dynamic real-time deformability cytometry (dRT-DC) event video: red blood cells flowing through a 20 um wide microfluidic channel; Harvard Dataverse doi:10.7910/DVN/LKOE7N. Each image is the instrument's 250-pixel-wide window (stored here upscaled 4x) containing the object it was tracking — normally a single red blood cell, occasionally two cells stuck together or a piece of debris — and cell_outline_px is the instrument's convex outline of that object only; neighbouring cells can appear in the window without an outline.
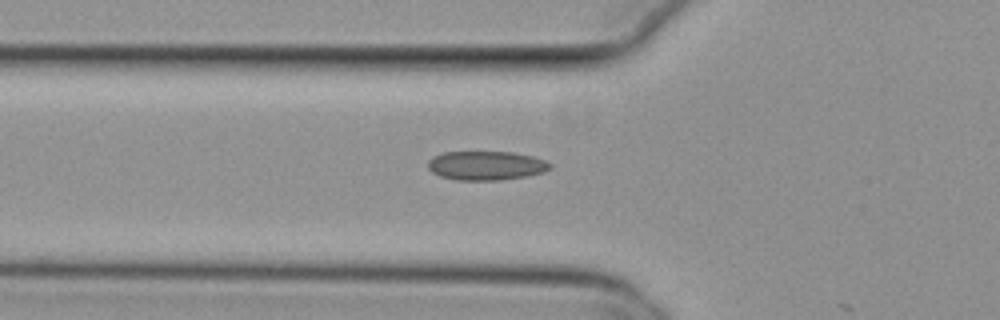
{"species": "common noctule bat (a hibernating species)", "species_latin": "Nyctalus noctula", "temperature_condition": "cold", "stored_images_in_passage": 20, "camera_frame_rate_fps": 3000, "um_per_image_px": 0.085, "animal": {"sex": "female", "body_mass_g": 29.2, "forearm_length_mm": 56.3}, "frame": {"image": 1, "passage_image": 19, "time_ms": 6.0, "image_size_px": [1000, 320], "cell_outline_px": [[552, 168], [544, 172], [528, 176], [500, 180], [456, 180], [440, 176], [432, 172], [428, 168], [428, 160], [432, 156], [444, 152], [512, 152], [532, 156], [544, 160], [552, 164]], "centroid_in_image_um": [41.32, 14.08], "position_along_channel_um": 84.5, "area_um2": 20.81}}